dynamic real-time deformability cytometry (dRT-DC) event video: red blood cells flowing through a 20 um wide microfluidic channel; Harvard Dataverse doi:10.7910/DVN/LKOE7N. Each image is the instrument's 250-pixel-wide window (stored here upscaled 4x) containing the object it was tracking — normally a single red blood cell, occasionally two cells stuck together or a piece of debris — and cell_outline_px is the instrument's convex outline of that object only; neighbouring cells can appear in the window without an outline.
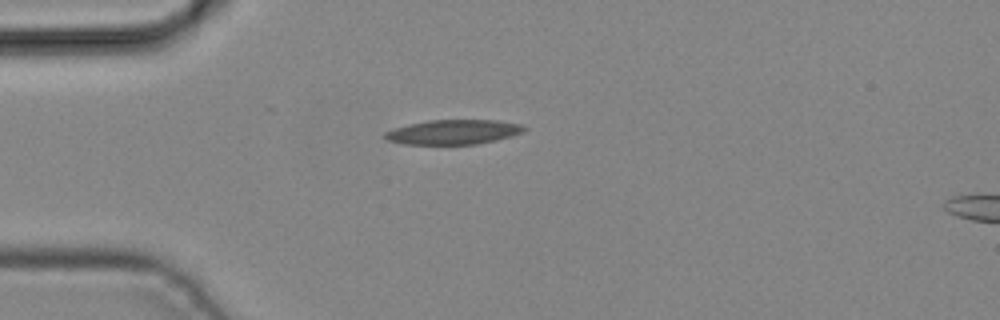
{"species": "common noctule bat (a hibernating species)", "species_latin": "Nyctalus noctula", "temperature_condition": "cold", "stored_images_in_passage": 2, "segment_of_instrument_passage": [1, 2], "camera_frame_rate_fps": 3000, "um_per_image_px": 0.085, "animal": {"sex": "male", "body_mass_g": 19.2, "forearm_length_mm": 51.8}, "frame": {"image": 1, "passage_image": 1, "time_ms": 0.0, "image_size_px": [1000, 320], "cell_outline_px": [[528, 128], [524, 132], [512, 136], [496, 140], [476, 144], [404, 144], [388, 140], [384, 136], [384, 132], [408, 124], [428, 120], [496, 120], [524, 124]], "centroid_in_image_um": [38.6, 11.21], "position_along_channel_um": 46.4, "area_um2": 20.06}}